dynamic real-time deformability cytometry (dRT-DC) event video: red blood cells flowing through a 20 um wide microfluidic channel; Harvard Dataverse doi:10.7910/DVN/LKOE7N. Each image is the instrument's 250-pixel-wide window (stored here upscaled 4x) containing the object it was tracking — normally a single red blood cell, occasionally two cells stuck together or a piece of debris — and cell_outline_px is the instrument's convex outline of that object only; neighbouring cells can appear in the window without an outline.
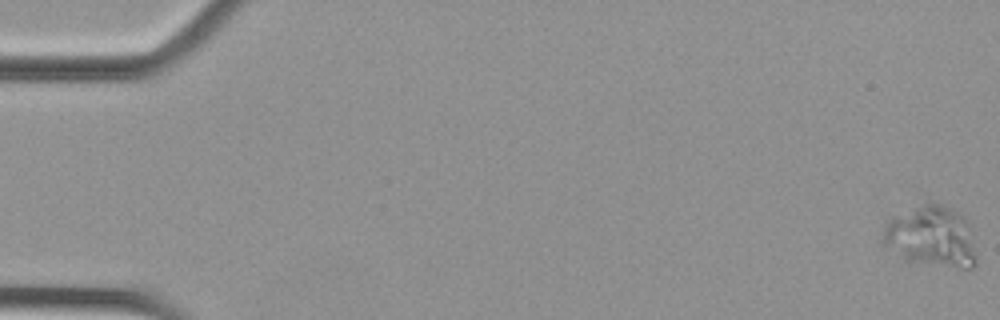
{"species": "Egyptian fruit bat (a non-hibernating species)", "species_latin": "Rousettus aegyptiacus", "temperature_condition": "cold", "stored_images_in_passage": 56, "camera_frame_rate_fps": 3000, "um_per_image_px": 0.085, "animal": {"sex": "female"}, "frame": {"image": 1, "passage_image": 1, "time_ms": 0.0, "image_size_px": [1000, 320], "cell_outline_px": [[976, 264], [972, 268], [956, 268], [904, 260], [880, 244], [880, 236], [884, 224], [888, 216], [928, 200], [940, 204], [960, 212], [968, 220], [976, 260]], "centroid_in_image_um": [79.06, 20.06], "position_along_channel_um": 5.9, "area_um2": 34.51}}
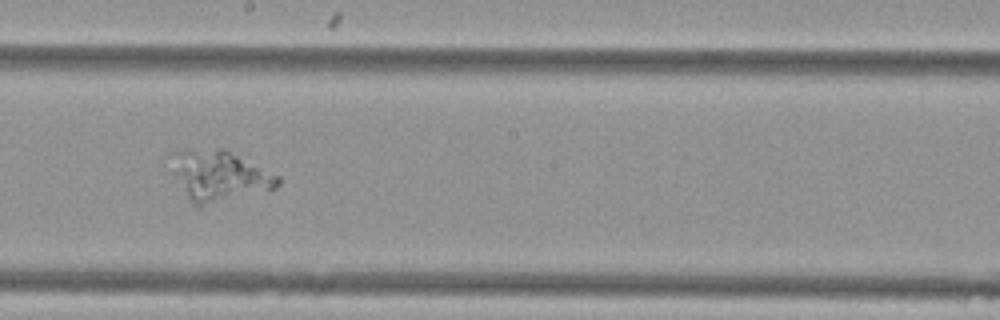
{"frame": {"image": 2, "passage_image": 32, "time_ms": 10.333, "image_size_px": [1000, 320], "cell_outline_px": [[280, 184], [276, 188], [200, 208], [196, 208], [192, 204], [164, 156], [168, 152], [180, 148], [224, 148], [280, 176]], "centroid_in_image_um": [18.55, 14.9], "position_along_channel_um": 229.7, "area_um2": 32.43}}
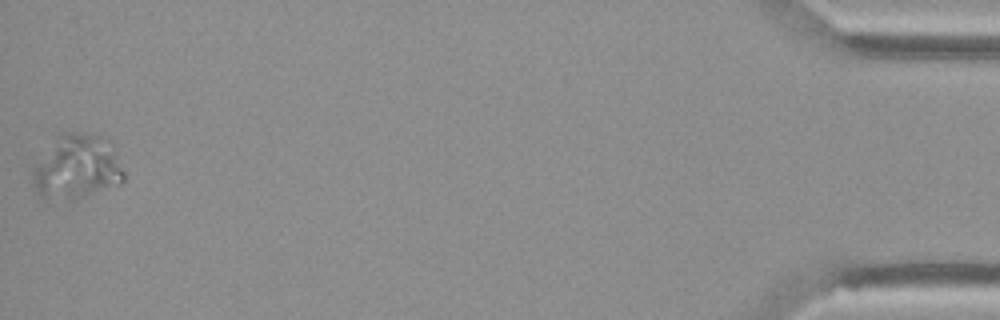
{"frame": {"image": 3, "passage_image": 56, "time_ms": 18.333, "image_size_px": [1000, 320], "cell_outline_px": [[124, 180], [120, 184], [68, 204], [40, 200], [32, 184], [32, 172], [36, 164], [56, 136], [60, 132], [92, 132], [108, 136], [112, 144], [124, 172]], "centroid_in_image_um": [6.52, 14.26], "position_along_channel_um": 428.7, "area_um2": 35.95}}